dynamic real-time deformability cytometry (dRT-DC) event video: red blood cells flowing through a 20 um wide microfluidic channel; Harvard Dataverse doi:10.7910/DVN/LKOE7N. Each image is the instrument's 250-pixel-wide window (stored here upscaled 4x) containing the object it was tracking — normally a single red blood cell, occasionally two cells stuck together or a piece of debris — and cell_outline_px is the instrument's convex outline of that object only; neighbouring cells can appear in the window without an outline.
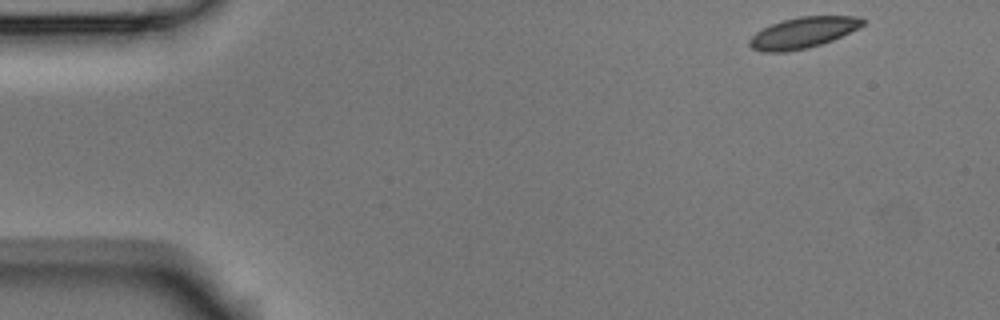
{"species": "Egyptian fruit bat (a non-hibernating species)", "species_latin": "Rousettus aegyptiacus", "temperature_condition": "room temperature", "stored_images_in_passage": 5, "camera_frame_rate_fps": 3000, "um_per_image_px": 0.085, "animal": {"sex": "male"}, "frame": {"image": 1, "passage_image": 1, "time_ms": 0.0, "image_size_px": [1000, 320], "cell_outline_px": [[864, 24], [832, 40], [808, 48], [788, 52], [760, 52], [752, 48], [748, 44], [748, 40], [756, 32], [772, 24], [784, 20], [800, 16], [860, 16], [864, 20]], "centroid_in_image_um": [68.21, 2.79], "position_along_channel_um": 16.8, "area_um2": 20.23}}
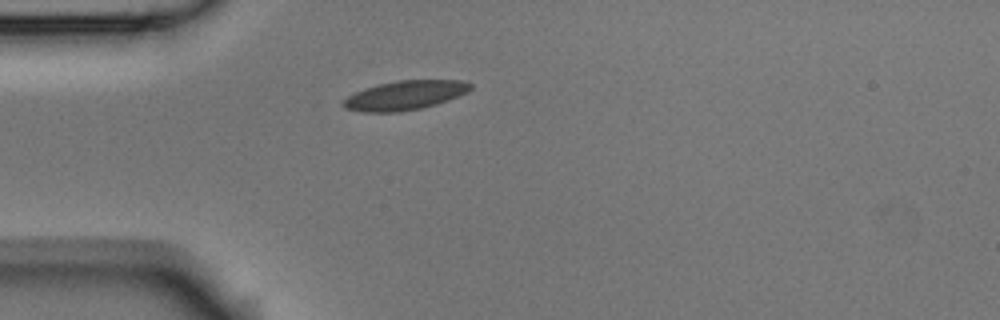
{"frame": {"image": 2, "passage_image": 4, "time_ms": 1.0, "image_size_px": [1000, 320], "cell_outline_px": [[472, 88], [468, 92], [436, 104], [420, 108], [396, 112], [364, 112], [344, 108], [340, 104], [340, 100], [364, 88], [376, 84], [396, 80], [464, 80], [472, 84]], "centroid_in_image_um": [34.38, 8.09], "position_along_channel_um": 50.6, "area_um2": 21.79}}